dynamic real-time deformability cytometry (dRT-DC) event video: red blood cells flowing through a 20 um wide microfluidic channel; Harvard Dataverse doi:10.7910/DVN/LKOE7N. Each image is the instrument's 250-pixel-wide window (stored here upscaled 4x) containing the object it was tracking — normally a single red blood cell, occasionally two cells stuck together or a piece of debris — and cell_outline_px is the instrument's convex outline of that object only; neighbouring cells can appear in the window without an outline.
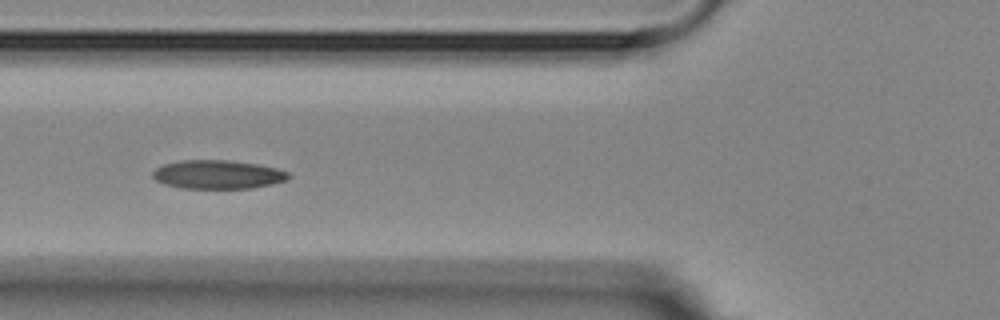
{"species": "Egyptian fruit bat (a non-hibernating species)", "species_latin": "Rousettus aegyptiacus", "temperature_condition": "room temperature", "stored_images_in_passage": 8, "camera_frame_rate_fps": 3000, "um_per_image_px": 0.085, "animal": {"sex": "female"}, "frame": {"image": 1, "passage_image": 5, "time_ms": 4.667, "image_size_px": [1000, 320], "cell_outline_px": [[292, 176], [288, 180], [272, 184], [252, 188], [184, 188], [164, 184], [156, 180], [152, 176], [152, 172], [156, 168], [164, 164], [180, 160], [228, 160], [256, 164], [276, 168], [288, 172]], "centroid_in_image_um": [18.52, 14.83], "position_along_channel_um": 107.3, "area_um2": 22.72}}
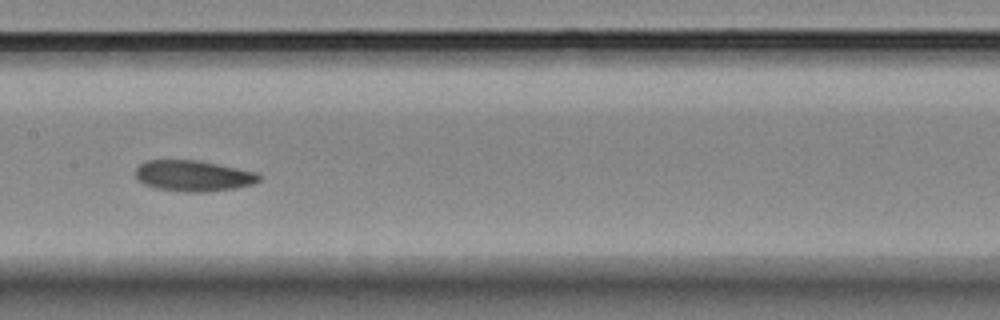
{"frame": {"image": 2, "passage_image": 7, "time_ms": 7.0, "image_size_px": [1000, 320], "cell_outline_px": [[260, 180], [252, 184], [236, 188], [208, 192], [184, 192], [156, 188], [144, 184], [136, 176], [136, 168], [144, 160], [200, 160], [256, 172], [260, 176]], "centroid_in_image_um": [16.43, 14.94], "position_along_channel_um": 191.0, "area_um2": 22.31}}
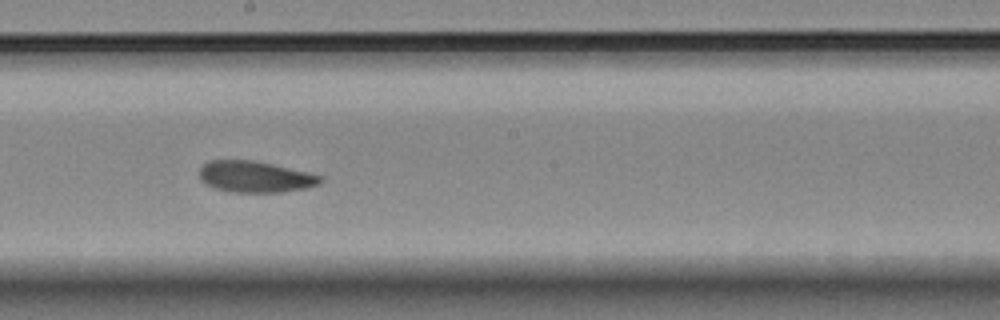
{"frame": {"image": 3, "passage_image": 8, "time_ms": 8.0, "image_size_px": [1000, 320], "cell_outline_px": [[324, 180], [320, 184], [308, 188], [280, 192], [232, 192], [216, 188], [204, 184], [200, 180], [200, 168], [208, 160], [252, 160], [272, 164], [308, 172], [320, 176]], "centroid_in_image_um": [21.69, 15.03], "position_along_channel_um": 226.5, "area_um2": 22.08}}